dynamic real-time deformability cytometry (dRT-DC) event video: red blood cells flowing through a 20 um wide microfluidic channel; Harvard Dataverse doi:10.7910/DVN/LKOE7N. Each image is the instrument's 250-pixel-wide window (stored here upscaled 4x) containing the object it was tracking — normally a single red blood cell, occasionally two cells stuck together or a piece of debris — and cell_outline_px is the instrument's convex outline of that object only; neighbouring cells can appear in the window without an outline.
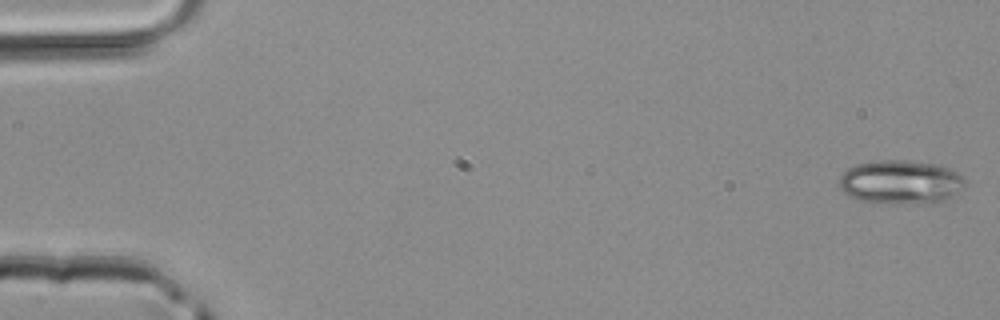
{"species": "common noctule bat (a hibernating species)", "species_latin": "Nyctalus noctula", "temperature_condition": "room temperature", "stored_images_in_passage": 47, "camera_frame_rate_fps": 3000, "um_per_image_px": 0.085, "animal": {"sex": "male", "body_mass_g": 20.4}, "frame": {"image": 1, "passage_image": 1, "time_ms": 0.0, "image_size_px": [1000, 320], "cell_outline_px": [[964, 188], [944, 200], [888, 204], [860, 200], [848, 196], [840, 188], [840, 176], [848, 168], [856, 164], [872, 160], [904, 160], [936, 164], [948, 168], [956, 172], [964, 180]], "centroid_in_image_um": [76.5, 15.46], "position_along_channel_um": 8.5, "area_um2": 31.79}}
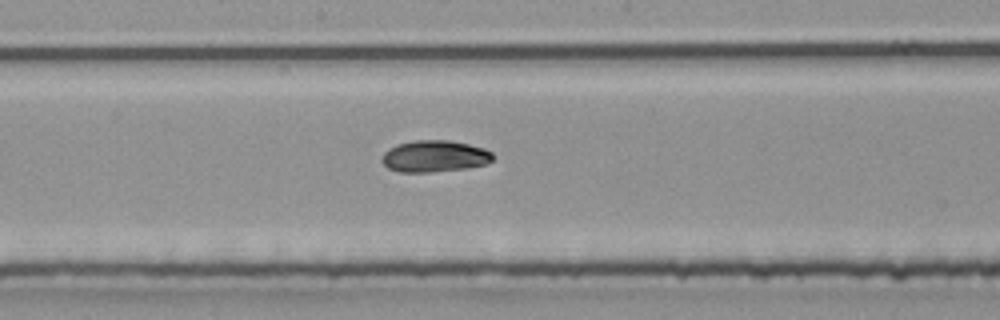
{"frame": {"image": 2, "passage_image": 25, "time_ms": 8.0, "image_size_px": [1000, 320], "cell_outline_px": [[492, 160], [488, 164], [468, 168], [432, 172], [400, 172], [388, 168], [380, 160], [384, 152], [388, 148], [396, 144], [416, 140], [448, 140], [468, 144], [484, 148], [492, 152]], "centroid_in_image_um": [36.93, 13.28], "position_along_channel_um": 211.3, "area_um2": 20.63}}
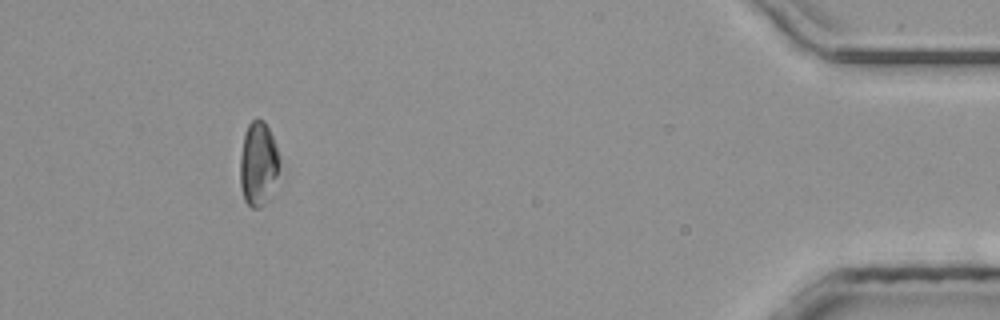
{"frame": {"image": 3, "passage_image": 43, "time_ms": 14.0, "image_size_px": [1000, 320], "cell_outline_px": [[280, 164], [276, 196], [260, 208], [252, 208], [244, 200], [240, 184], [240, 156], [244, 136], [248, 124], [252, 120], [264, 120], [272, 136], [280, 156]], "centroid_in_image_um": [22.01, 14.04], "position_along_channel_um": 413.2, "area_um2": 20.17}}